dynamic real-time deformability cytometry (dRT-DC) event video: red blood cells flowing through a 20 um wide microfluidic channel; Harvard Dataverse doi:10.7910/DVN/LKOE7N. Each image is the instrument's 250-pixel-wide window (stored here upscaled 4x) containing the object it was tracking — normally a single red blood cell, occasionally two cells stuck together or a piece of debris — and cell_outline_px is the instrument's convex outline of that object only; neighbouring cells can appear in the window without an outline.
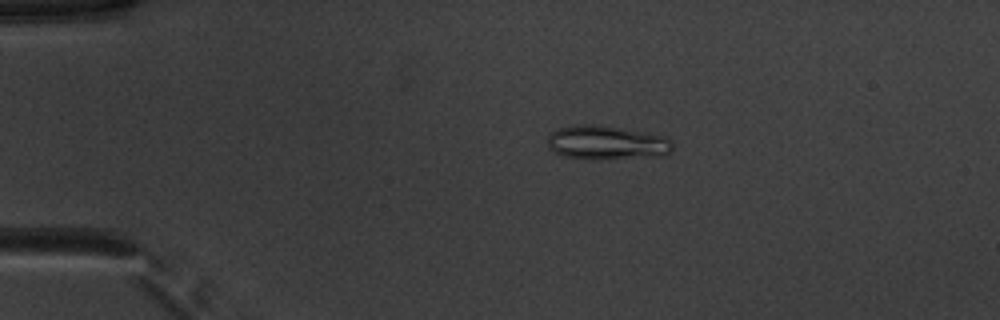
{"species": "common noctule bat (a hibernating species)", "species_latin": "Nyctalus noctula", "temperature_condition": "warm", "stored_images_in_passage": 52, "camera_frame_rate_fps": 3000, "um_per_image_px": 0.085, "animal": {"sex": "male", "body_mass_g": 20.1, "forearm_length_mm": 53.5}, "frame": {"image": 1, "passage_image": 11, "time_ms": 3.333, "image_size_px": [1000, 320], "cell_outline_px": [[672, 148], [664, 156], [596, 160], [588, 160], [564, 156], [556, 152], [548, 144], [548, 136], [556, 128], [572, 124], [600, 124], [644, 132], [664, 136], [672, 144]], "centroid_in_image_um": [51.54, 12.12], "position_along_channel_um": 33.5, "area_um2": 25.09}}
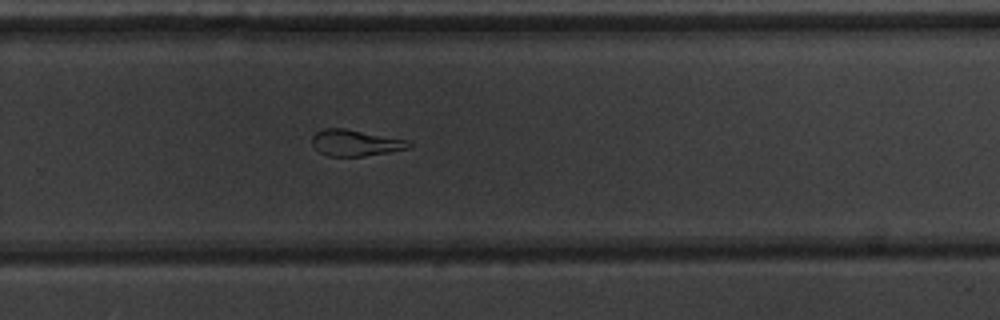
{"frame": {"image": 2, "passage_image": 35, "time_ms": 11.333, "image_size_px": [1000, 320], "cell_outline_px": [[412, 148], [364, 156], [328, 156], [320, 152], [312, 144], [312, 136], [316, 132], [324, 128], [344, 128], [408, 140], [412, 144]], "centroid_in_image_um": [30.22, 12.14], "position_along_channel_um": 299.6, "area_um2": 14.8}}
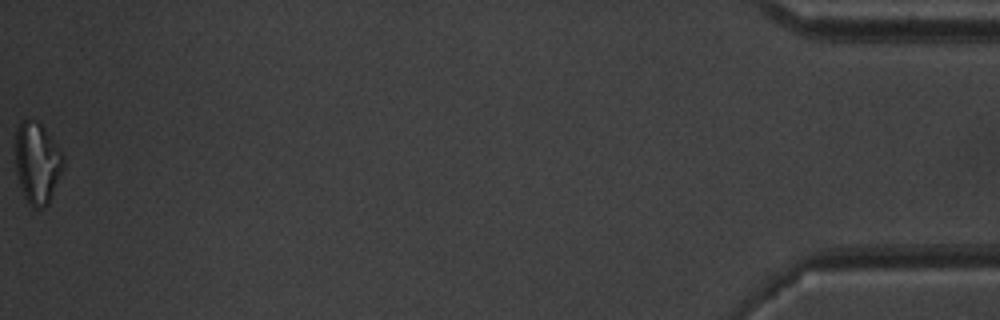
{"frame": {"image": 3, "passage_image": 52, "time_ms": 17.0, "image_size_px": [1000, 320], "cell_outline_px": [[64, 164], [48, 204], [44, 208], [32, 208], [24, 196], [20, 184], [16, 168], [16, 128], [24, 120], [28, 120], [40, 124], [44, 128], [64, 156]], "centroid_in_image_um": [3.16, 13.88], "position_along_channel_um": 432.0, "area_um2": 22.14}, "authors_computed_cell_mechanics": {"area_um2": 18.5538, "velocity_mm_per_s": 3.9636, "shape_relaxation_time_tau1_ms": null, "shape_relaxation_time_tau2_ms": 2.6367, "deformation_change_tau1": null, "deformation_change_tau2": 0.1261}}